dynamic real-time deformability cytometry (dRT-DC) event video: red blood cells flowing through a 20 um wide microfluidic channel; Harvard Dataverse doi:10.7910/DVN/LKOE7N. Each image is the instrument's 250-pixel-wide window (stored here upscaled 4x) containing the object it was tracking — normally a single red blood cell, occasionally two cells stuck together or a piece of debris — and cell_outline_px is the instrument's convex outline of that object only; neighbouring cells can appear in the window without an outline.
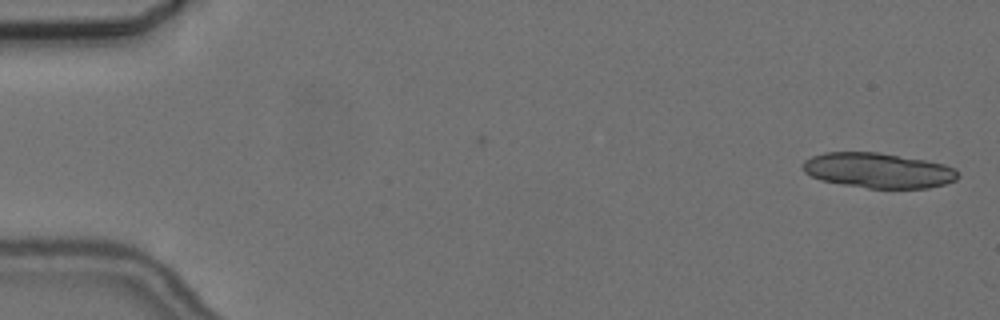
{"species": "common noctule bat (a hibernating species)", "species_latin": "Nyctalus noctula", "temperature_condition": "cold", "stored_images_in_passage": 46, "segment_of_instrument_passage": [1, 2], "camera_frame_rate_fps": 3000, "um_per_image_px": 0.085, "animal": {"sex": "female", "body_mass_g": 24.6, "forearm_length_mm": 56.2}, "frame": {"image": 1, "passage_image": 2, "time_ms": 0.333, "image_size_px": [1000, 320], "cell_outline_px": [[960, 176], [956, 180], [944, 184], [928, 188], [868, 188], [820, 180], [804, 172], [804, 160], [812, 156], [824, 152], [880, 152], [924, 160], [944, 164], [956, 168], [960, 172]], "centroid_in_image_um": [74.69, 14.48], "position_along_channel_um": 10.3, "area_um2": 31.79}}